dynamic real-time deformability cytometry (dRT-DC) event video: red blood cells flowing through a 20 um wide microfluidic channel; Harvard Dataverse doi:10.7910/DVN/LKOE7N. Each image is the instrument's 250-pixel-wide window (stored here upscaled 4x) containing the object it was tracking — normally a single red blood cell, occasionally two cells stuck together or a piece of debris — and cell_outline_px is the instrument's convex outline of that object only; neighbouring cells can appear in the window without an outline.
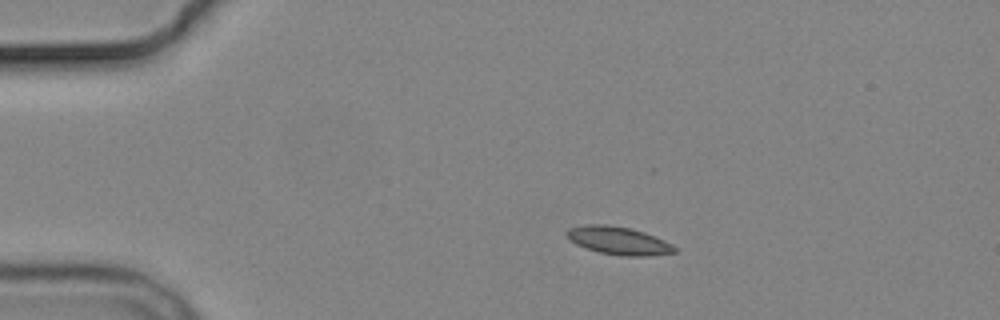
{"species": "common noctule bat (a hibernating species)", "species_latin": "Nyctalus noctula", "temperature_condition": "cold", "stored_images_in_passage": 5, "camera_frame_rate_fps": 3000, "um_per_image_px": 0.085, "animal": {"sex": "male", "body_mass_g": 19.2, "forearm_length_mm": 51.8}, "frame": {"image": 1, "passage_image": 2, "time_ms": 1.0, "image_size_px": [1000, 320], "cell_outline_px": [[676, 252], [648, 256], [624, 256], [600, 252], [576, 244], [568, 240], [564, 232], [568, 228], [588, 224], [608, 224], [632, 228], [644, 232], [664, 240], [672, 244], [676, 248]], "centroid_in_image_um": [52.55, 20.44], "position_along_channel_um": 32.5, "area_um2": 17.63}}
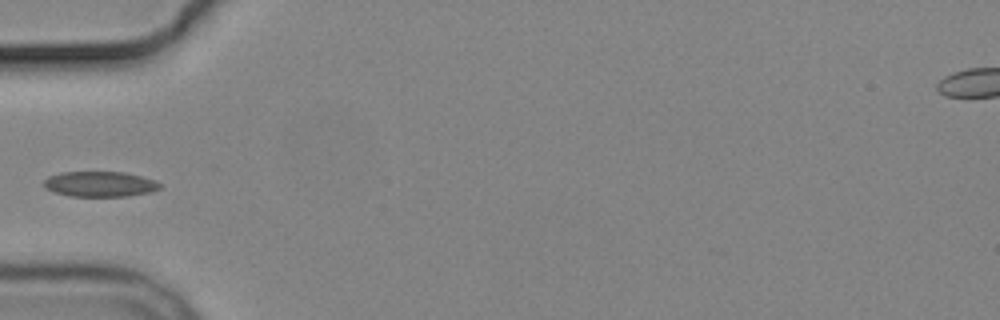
{"frame": {"image": 2, "passage_image": 4, "time_ms": 3.667, "image_size_px": [1000, 320], "cell_outline_px": [[160, 188], [148, 192], [128, 196], [72, 196], [56, 192], [44, 188], [44, 180], [48, 176], [60, 172], [124, 172], [156, 180], [160, 184]], "centroid_in_image_um": [8.47, 15.64], "position_along_channel_um": 76.5, "area_um2": 16.99}}
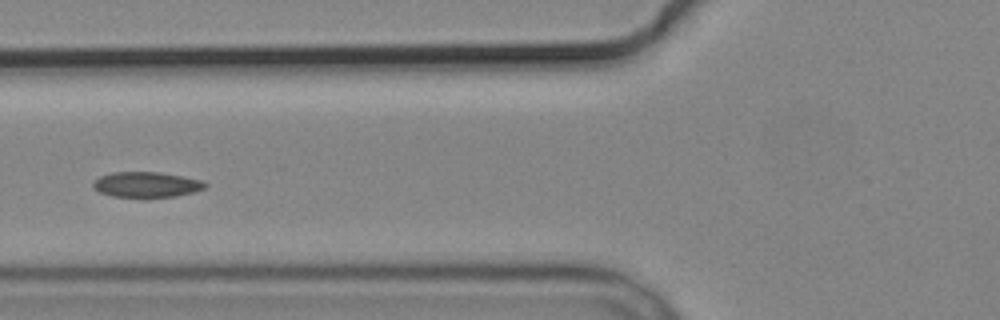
{"frame": {"image": 3, "passage_image": 5, "time_ms": 4.667, "image_size_px": [1000, 320], "cell_outline_px": [[208, 184], [204, 188], [192, 192], [176, 196], [144, 200], [112, 196], [100, 192], [92, 184], [92, 180], [100, 176], [112, 172], [160, 172], [200, 180]], "centroid_in_image_um": [12.41, 15.73], "position_along_channel_um": 113.4, "area_um2": 17.11}}